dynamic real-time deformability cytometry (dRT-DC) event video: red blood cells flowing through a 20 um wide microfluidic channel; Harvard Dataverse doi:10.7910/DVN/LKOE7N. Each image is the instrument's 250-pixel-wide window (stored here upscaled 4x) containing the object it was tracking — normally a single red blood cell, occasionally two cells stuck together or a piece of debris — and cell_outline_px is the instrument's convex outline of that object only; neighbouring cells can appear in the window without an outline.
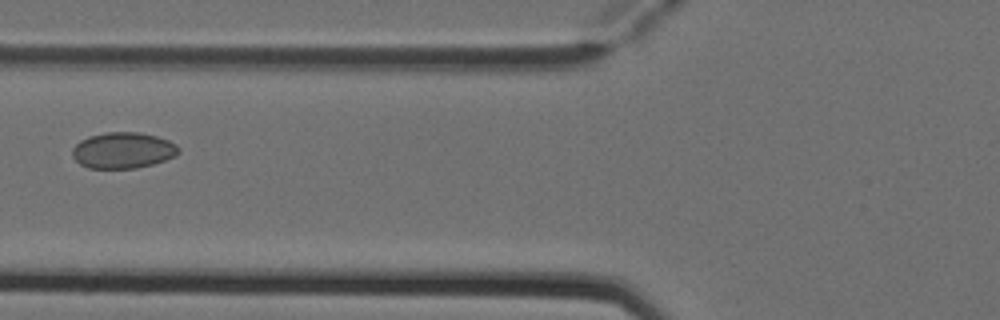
{"species": "Egyptian fruit bat (a non-hibernating species)", "species_latin": "Rousettus aegyptiacus", "temperature_condition": "cold", "stored_images_in_passage": 3, "camera_frame_rate_fps": 3000, "um_per_image_px": 0.085, "animal": {"sex": "female"}, "frame": {"image": 1, "passage_image": 3, "time_ms": 0.667, "image_size_px": [1000, 320], "cell_outline_px": [[180, 152], [176, 156], [152, 164], [136, 168], [88, 168], [80, 164], [72, 156], [72, 148], [80, 140], [88, 136], [108, 132], [140, 132], [156, 136], [168, 140], [176, 144], [180, 148]], "centroid_in_image_um": [10.46, 12.77], "position_along_channel_um": 115.3, "area_um2": 22.43}}